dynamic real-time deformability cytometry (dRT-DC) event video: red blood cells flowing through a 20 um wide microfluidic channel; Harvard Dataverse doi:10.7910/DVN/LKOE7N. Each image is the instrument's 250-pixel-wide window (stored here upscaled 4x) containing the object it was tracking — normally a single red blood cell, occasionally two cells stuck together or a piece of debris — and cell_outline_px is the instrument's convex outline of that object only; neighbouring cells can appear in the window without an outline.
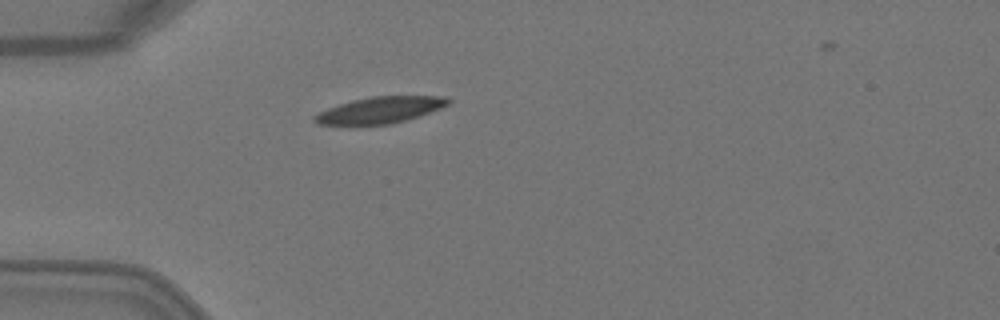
{"species": "Egyptian fruit bat (a non-hibernating species)", "species_latin": "Rousettus aegyptiacus", "temperature_condition": "warm", "stored_images_in_passage": 1, "camera_frame_rate_fps": 3000, "um_per_image_px": 0.085, "animal": {"sex": "female"}, "frame": {"image": 1, "passage_image": 1, "time_ms": 0.0, "image_size_px": [1000, 320], "cell_outline_px": [[452, 100], [448, 104], [440, 108], [420, 116], [392, 124], [316, 124], [312, 120], [312, 116], [328, 108], [352, 100], [372, 96], [448, 96]], "centroid_in_image_um": [32.33, 9.34], "position_along_channel_um": 52.7, "area_um2": 20.46}}